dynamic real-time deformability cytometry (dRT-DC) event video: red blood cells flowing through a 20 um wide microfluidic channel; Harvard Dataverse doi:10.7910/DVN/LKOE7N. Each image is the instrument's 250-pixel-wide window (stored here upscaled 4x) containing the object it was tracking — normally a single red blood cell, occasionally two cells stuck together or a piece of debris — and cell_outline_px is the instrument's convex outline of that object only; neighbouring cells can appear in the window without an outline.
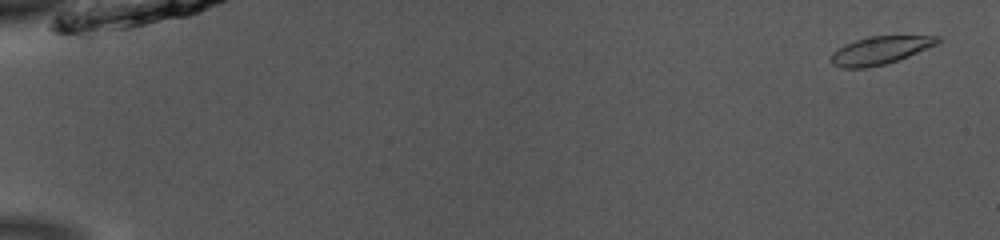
{"species": "common noctule bat (a hibernating species)", "species_latin": "Nyctalus noctula", "temperature_condition": "room temperature", "stored_images_in_passage": 54, "camera_frame_rate_fps": 3000, "um_per_image_px": 0.085, "animal": {"sex": "male", "body_mass_g": 13.0, "forearm_length_mm": 53.1}, "frame": {"image": 1, "passage_image": 3, "time_ms": 0.667, "image_size_px": [1000, 240], "cell_outline_px": [[944, 40], [936, 44], [908, 56], [884, 64], [864, 68], [840, 68], [832, 64], [828, 60], [832, 52], [856, 40], [868, 36], [940, 36]], "centroid_in_image_um": [74.79, 4.28], "position_along_channel_um": 10.2, "area_um2": 17.17}}
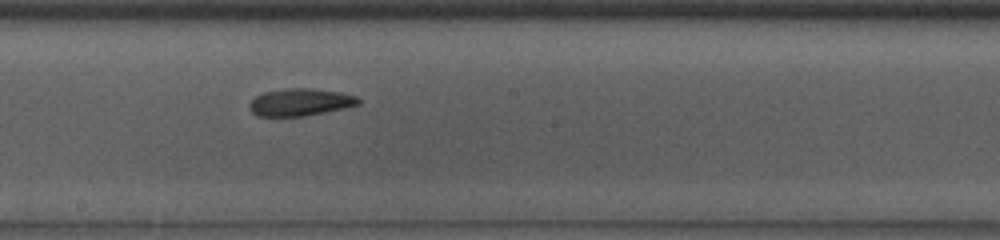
{"frame": {"image": 2, "passage_image": 32, "time_ms": 10.333, "image_size_px": [1000, 240], "cell_outline_px": [[360, 104], [344, 108], [304, 116], [256, 116], [252, 112], [248, 104], [256, 96], [264, 92], [284, 88], [312, 88], [340, 92], [356, 96], [360, 100]], "centroid_in_image_um": [25.51, 8.68], "position_along_channel_um": 222.7, "area_um2": 17.34}}
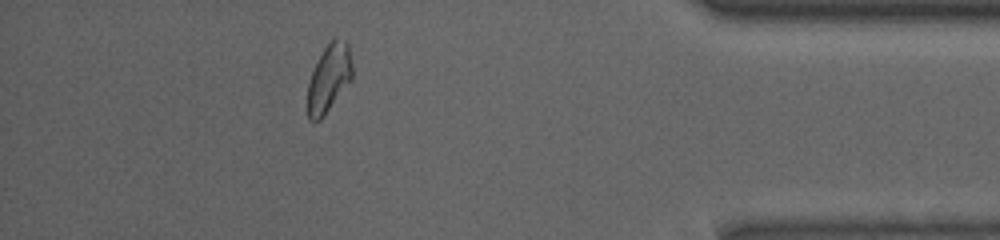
{"frame": {"image": 3, "passage_image": 49, "time_ms": 16.0, "image_size_px": [1000, 240], "cell_outline_px": [[352, 80], [324, 116], [320, 120], [308, 120], [308, 84], [312, 72], [324, 48], [336, 36], [344, 40], [348, 44], [352, 64]], "centroid_in_image_um": [27.98, 6.65], "position_along_channel_um": 407.2, "area_um2": 17.57}, "authors_computed_cell_mechanics": {"area_um2": 17.6868, "velocity_mm_per_s": 3.8608, "shape_relaxation_time_tau1_ms": 4.5139, "shape_relaxation_time_tau2_ms": null, "deformation_change_tau1": 0.1329, "deformation_change_tau2": null}}